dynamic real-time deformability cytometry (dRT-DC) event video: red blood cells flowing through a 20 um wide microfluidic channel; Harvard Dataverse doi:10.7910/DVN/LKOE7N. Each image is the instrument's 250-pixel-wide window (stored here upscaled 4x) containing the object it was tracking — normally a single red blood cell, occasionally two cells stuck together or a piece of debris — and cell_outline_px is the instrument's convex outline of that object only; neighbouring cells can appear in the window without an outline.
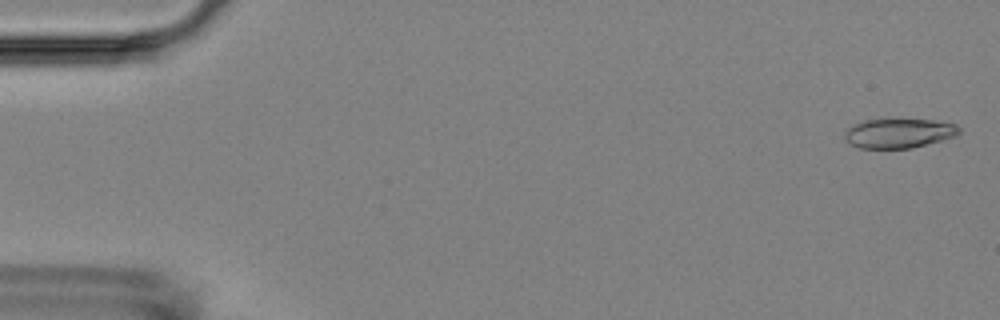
{"species": "Egyptian fruit bat (a non-hibernating species)", "species_latin": "Rousettus aegyptiacus", "temperature_condition": "room temperature", "stored_images_in_passage": 4, "camera_frame_rate_fps": 3000, "um_per_image_px": 0.085, "animal": {"sex": "female"}, "frame": {"image": 1, "passage_image": 1, "time_ms": 0.0, "image_size_px": [1000, 320], "cell_outline_px": [[960, 132], [956, 136], [912, 148], [860, 148], [848, 144], [844, 136], [844, 132], [848, 128], [856, 124], [868, 120], [932, 120], [956, 124], [960, 128]], "centroid_in_image_um": [76.4, 11.34], "position_along_channel_um": 8.6, "area_um2": 19.42}}
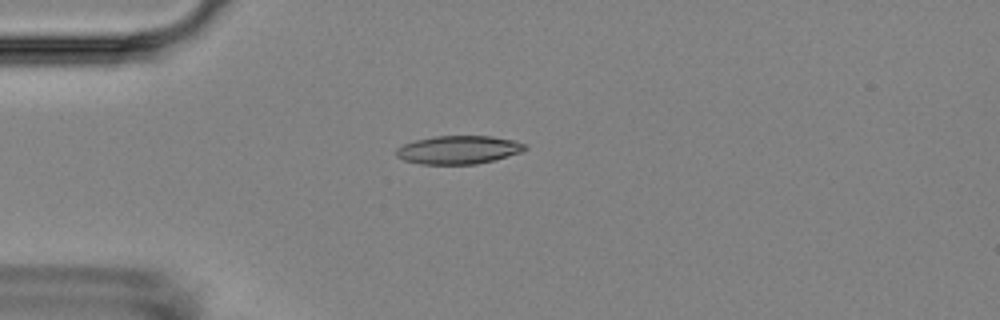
{"frame": {"image": 2, "passage_image": 4, "time_ms": 4.333, "image_size_px": [1000, 320], "cell_outline_px": [[528, 148], [520, 152], [492, 160], [476, 164], [420, 164], [404, 160], [396, 156], [396, 148], [404, 144], [416, 140], [436, 136], [492, 136], [512, 140], [524, 144]], "centroid_in_image_um": [38.93, 12.73], "position_along_channel_um": 46.1, "area_um2": 20.98}}